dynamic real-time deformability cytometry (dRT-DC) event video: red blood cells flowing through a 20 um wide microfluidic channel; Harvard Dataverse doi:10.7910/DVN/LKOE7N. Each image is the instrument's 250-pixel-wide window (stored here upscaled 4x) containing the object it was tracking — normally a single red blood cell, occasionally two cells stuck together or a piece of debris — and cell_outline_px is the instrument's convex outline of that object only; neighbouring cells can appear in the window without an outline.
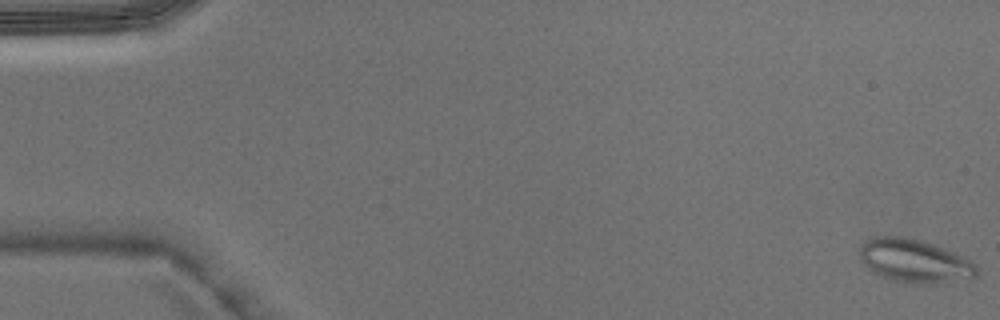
{"species": "Egyptian fruit bat (a non-hibernating species)", "species_latin": "Rousettus aegyptiacus", "temperature_condition": "warm", "stored_images_in_passage": 5, "camera_frame_rate_fps": 3000, "um_per_image_px": 0.085, "animal": {"sex": "male"}, "frame": {"image": 1, "passage_image": 1, "time_ms": 0.0, "image_size_px": [1000, 320], "cell_outline_px": [[976, 276], [972, 280], [936, 284], [916, 284], [892, 280], [880, 276], [868, 268], [860, 260], [860, 244], [876, 236], [900, 236], [920, 240], [956, 252], [968, 260], [976, 268]], "centroid_in_image_um": [77.75, 22.2], "position_along_channel_um": 7.3, "area_um2": 29.77}}